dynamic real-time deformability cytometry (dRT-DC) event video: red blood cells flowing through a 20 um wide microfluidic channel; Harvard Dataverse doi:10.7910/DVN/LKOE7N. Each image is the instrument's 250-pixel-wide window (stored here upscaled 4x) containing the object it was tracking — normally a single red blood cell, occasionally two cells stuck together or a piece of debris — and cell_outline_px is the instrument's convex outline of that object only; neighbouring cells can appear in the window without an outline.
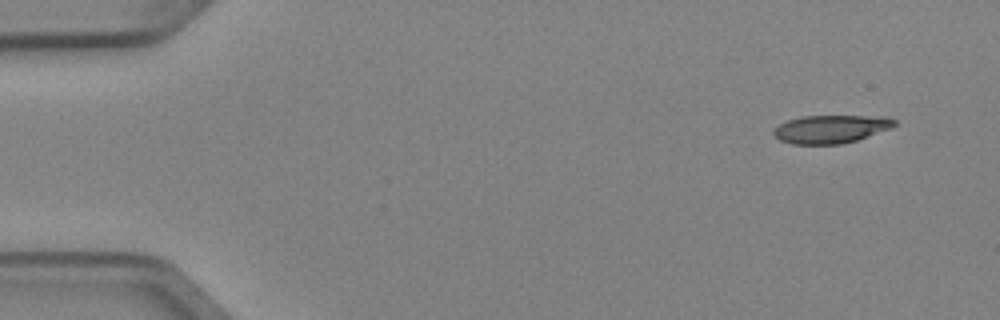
{"species": "Egyptian fruit bat (a non-hibernating species)", "species_latin": "Rousettus aegyptiacus", "temperature_condition": "cold", "stored_images_in_passage": 5, "camera_frame_rate_fps": 3000, "um_per_image_px": 0.085, "animal": {"sex": "female"}, "frame": {"image": 1, "passage_image": 1, "time_ms": 0.0, "image_size_px": [1000, 320], "cell_outline_px": [[896, 124], [892, 128], [856, 140], [840, 144], [792, 144], [780, 140], [772, 132], [780, 124], [788, 120], [800, 116], [888, 116], [896, 120]], "centroid_in_image_um": [70.66, 10.96], "position_along_channel_um": 14.3, "area_um2": 19.77}}
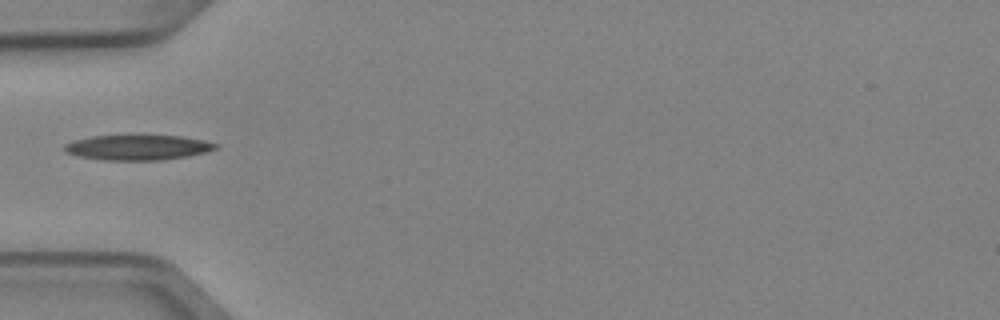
{"frame": {"image": 2, "passage_image": 4, "time_ms": 1.0, "image_size_px": [1000, 320], "cell_outline_px": [[220, 144], [216, 148], [204, 152], [188, 156], [160, 160], [104, 160], [80, 156], [64, 152], [64, 144], [72, 140], [92, 136], [180, 136], [204, 140]], "centroid_in_image_um": [11.69, 12.53], "position_along_channel_um": 73.3, "area_um2": 21.96}}
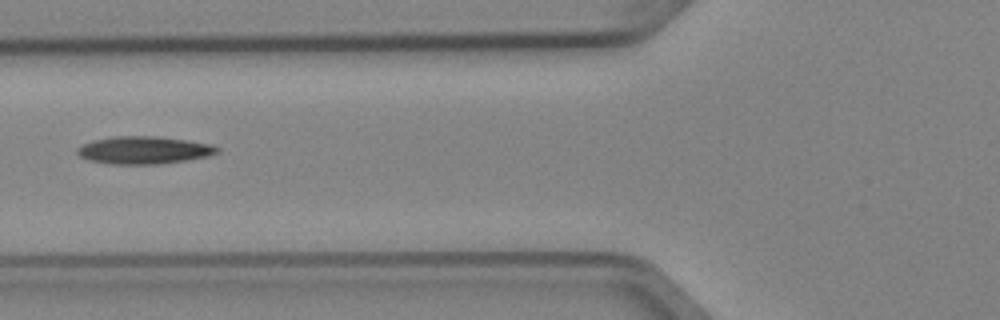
{"frame": {"image": 3, "passage_image": 5, "time_ms": 1.333, "image_size_px": [1000, 320], "cell_outline_px": [[220, 152], [208, 156], [160, 164], [112, 164], [88, 160], [80, 156], [76, 152], [76, 148], [92, 140], [112, 136], [156, 136], [212, 144], [220, 148]], "centroid_in_image_um": [12.22, 12.76], "position_along_channel_um": 113.6, "area_um2": 22.48}}